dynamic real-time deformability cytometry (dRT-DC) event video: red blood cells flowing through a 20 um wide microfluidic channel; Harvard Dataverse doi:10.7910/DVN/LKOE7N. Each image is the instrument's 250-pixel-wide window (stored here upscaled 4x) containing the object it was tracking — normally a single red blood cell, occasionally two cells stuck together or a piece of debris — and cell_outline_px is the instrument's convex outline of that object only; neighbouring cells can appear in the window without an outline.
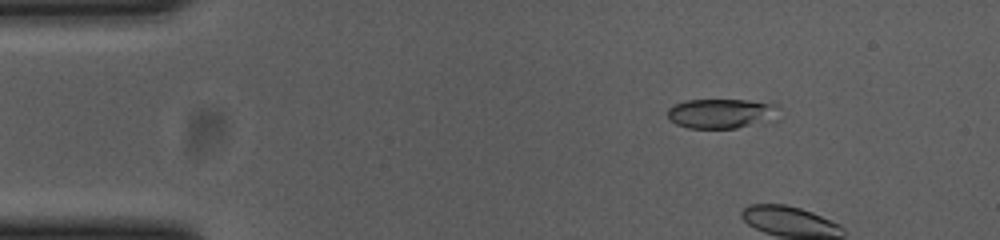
{"species": "common noctule bat (a hibernating species)", "species_latin": "Nyctalus noctula", "temperature_condition": "cold", "stored_images_in_passage": 11, "camera_frame_rate_fps": 3000, "um_per_image_px": 0.085, "animal": {"sex": "female", "body_mass_g": 23.0, "forearm_length_mm": 53.4}, "frame": {"image": 1, "passage_image": 8, "time_ms": 2.333, "image_size_px": [1000, 240], "cell_outline_px": [[784, 120], [776, 124], [736, 128], [688, 128], [676, 124], [668, 120], [668, 108], [676, 104], [688, 100], [748, 100], [776, 104], [780, 108], [784, 116]], "centroid_in_image_um": [61.58, 9.68], "position_along_channel_um": 23.4, "area_um2": 20.58}}